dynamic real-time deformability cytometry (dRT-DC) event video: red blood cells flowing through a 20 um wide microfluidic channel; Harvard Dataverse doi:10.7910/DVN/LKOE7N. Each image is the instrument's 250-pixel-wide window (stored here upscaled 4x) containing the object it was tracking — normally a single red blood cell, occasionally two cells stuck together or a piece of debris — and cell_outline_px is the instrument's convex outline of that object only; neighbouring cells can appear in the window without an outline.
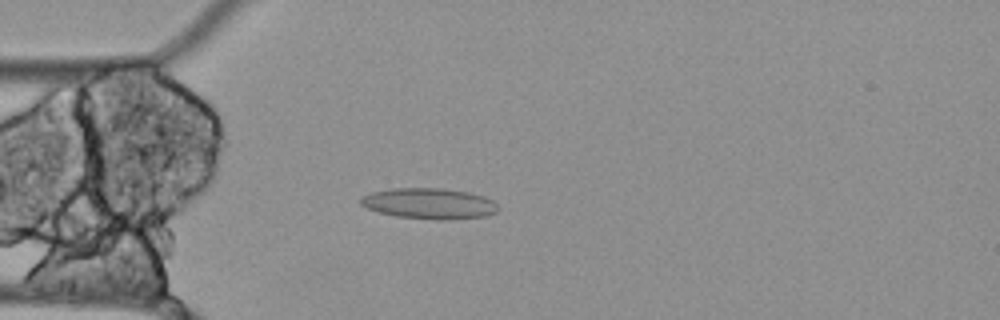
{"species": "Egyptian fruit bat (a non-hibernating species)", "species_latin": "Rousettus aegyptiacus", "temperature_condition": "cold", "stored_images_in_passage": 53, "camera_frame_rate_fps": 3000, "um_per_image_px": 0.085, "animal": {"sex": "female"}, "frame": {"image": 1, "passage_image": 12, "time_ms": 3.667, "image_size_px": [1000, 320], "cell_outline_px": [[496, 212], [484, 216], [448, 220], [440, 220], [396, 216], [380, 212], [368, 208], [360, 204], [360, 196], [372, 192], [392, 188], [440, 188], [468, 192], [484, 196], [492, 200], [496, 204]], "centroid_in_image_um": [36.46, 17.29], "position_along_channel_um": 48.5, "area_um2": 24.51}}
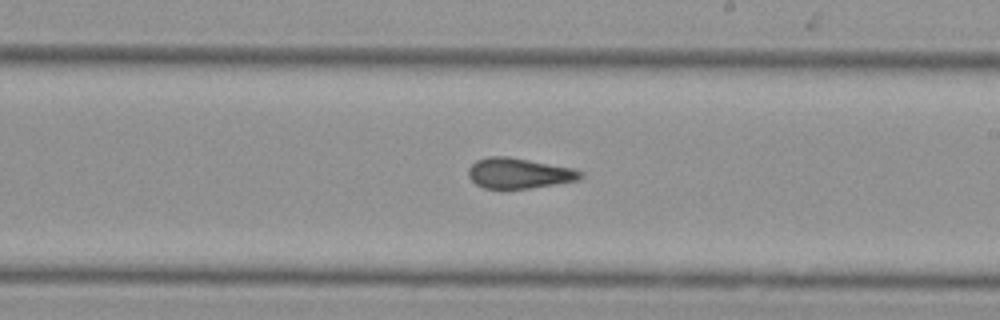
{"frame": {"image": 2, "passage_image": 29, "time_ms": 9.333, "image_size_px": [1000, 320], "cell_outline_px": [[584, 176], [580, 180], [528, 188], [484, 188], [476, 184], [468, 176], [468, 168], [476, 160], [488, 156], [508, 156], [576, 168], [584, 172]], "centroid_in_image_um": [44.15, 14.71], "position_along_channel_um": 244.8, "area_um2": 20.06}}
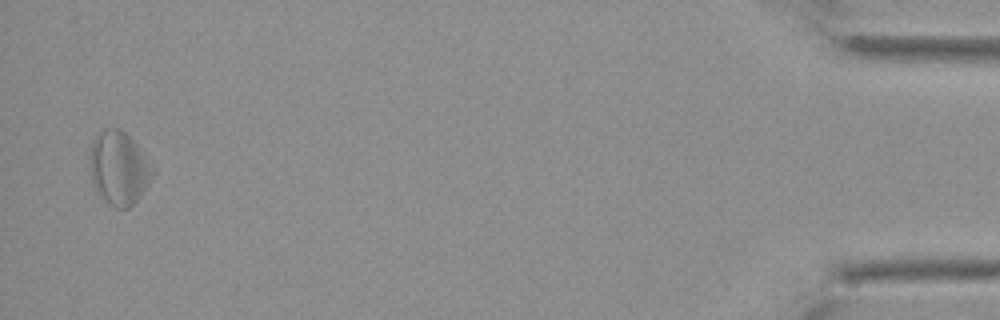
{"frame": {"image": 3, "passage_image": 52, "time_ms": 17.0, "image_size_px": [1000, 320], "cell_outline_px": [[156, 172], [144, 192], [128, 208], [116, 208], [108, 204], [92, 184], [92, 140], [96, 132], [104, 128], [120, 128], [140, 148], [156, 168]], "centroid_in_image_um": [10.16, 14.27], "position_along_channel_um": 425.0, "area_um2": 26.82}, "authors_computed_cell_mechanics": {"area_um2": 21.7906, "velocity_mm_per_s": 3.4623, "shape_relaxation_time_tau1_ms": null, "shape_relaxation_time_tau2_ms": 11.3264, "deformation_change_tau1": null, "deformation_change_tau2": 0.1626}}